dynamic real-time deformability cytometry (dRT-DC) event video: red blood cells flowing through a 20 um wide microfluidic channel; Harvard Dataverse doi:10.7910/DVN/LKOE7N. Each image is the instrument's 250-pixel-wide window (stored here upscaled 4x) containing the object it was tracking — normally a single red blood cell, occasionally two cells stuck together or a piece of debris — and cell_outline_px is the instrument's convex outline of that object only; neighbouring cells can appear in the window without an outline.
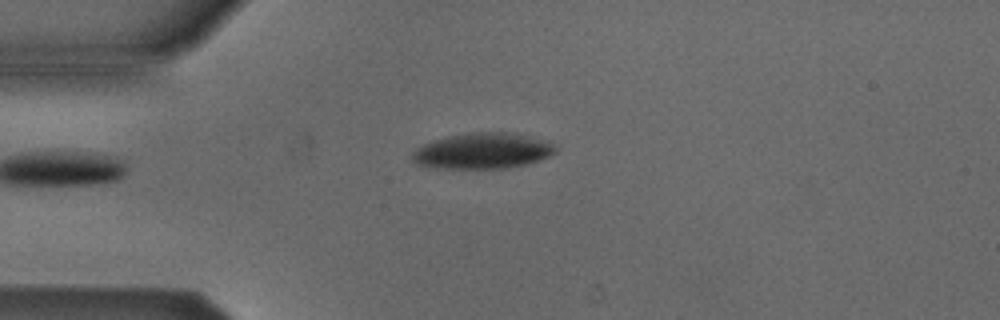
{"species": "Egyptian fruit bat (a non-hibernating species)", "species_latin": "Rousettus aegyptiacus", "temperature_condition": "cold", "stored_images_in_passage": 3, "camera_frame_rate_fps": 3000, "um_per_image_px": 0.085, "animal": {"sex": "male"}, "frame": {"image": 1, "passage_image": 3, "time_ms": 2.333, "image_size_px": [1000, 320], "cell_outline_px": [[556, 152], [540, 160], [508, 168], [444, 168], [416, 164], [412, 160], [412, 152], [416, 148], [432, 140], [448, 136], [476, 132], [512, 132], [540, 140], [552, 144], [556, 148]], "centroid_in_image_um": [40.99, 12.83], "position_along_channel_um": 44.0, "area_um2": 29.48}}